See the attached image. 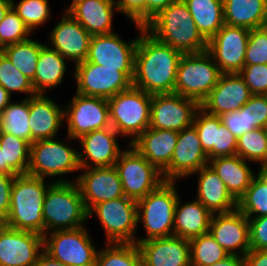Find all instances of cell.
<instances>
[{
	"label": "cell",
	"mask_w": 267,
	"mask_h": 266,
	"mask_svg": "<svg viewBox=\"0 0 267 266\" xmlns=\"http://www.w3.org/2000/svg\"><path fill=\"white\" fill-rule=\"evenodd\" d=\"M135 53L133 87L149 94L174 93L176 74L183 55L157 40L143 26Z\"/></svg>",
	"instance_id": "cell-1"
},
{
	"label": "cell",
	"mask_w": 267,
	"mask_h": 266,
	"mask_svg": "<svg viewBox=\"0 0 267 266\" xmlns=\"http://www.w3.org/2000/svg\"><path fill=\"white\" fill-rule=\"evenodd\" d=\"M145 29L160 42L183 54L203 52L208 47V41L199 32L183 0L164 8Z\"/></svg>",
	"instance_id": "cell-2"
},
{
	"label": "cell",
	"mask_w": 267,
	"mask_h": 266,
	"mask_svg": "<svg viewBox=\"0 0 267 266\" xmlns=\"http://www.w3.org/2000/svg\"><path fill=\"white\" fill-rule=\"evenodd\" d=\"M44 180L29 174L15 176L9 214L4 220V225L44 235V198L48 188L53 184L46 186Z\"/></svg>",
	"instance_id": "cell-3"
},
{
	"label": "cell",
	"mask_w": 267,
	"mask_h": 266,
	"mask_svg": "<svg viewBox=\"0 0 267 266\" xmlns=\"http://www.w3.org/2000/svg\"><path fill=\"white\" fill-rule=\"evenodd\" d=\"M48 188L42 210L44 235L83 227L88 212L76 182L56 180ZM75 183V184H74ZM48 230V231H47Z\"/></svg>",
	"instance_id": "cell-4"
},
{
	"label": "cell",
	"mask_w": 267,
	"mask_h": 266,
	"mask_svg": "<svg viewBox=\"0 0 267 266\" xmlns=\"http://www.w3.org/2000/svg\"><path fill=\"white\" fill-rule=\"evenodd\" d=\"M175 182L165 181L157 189L137 201V223L142 219L146 237L136 244L173 235L175 207L178 199Z\"/></svg>",
	"instance_id": "cell-5"
},
{
	"label": "cell",
	"mask_w": 267,
	"mask_h": 266,
	"mask_svg": "<svg viewBox=\"0 0 267 266\" xmlns=\"http://www.w3.org/2000/svg\"><path fill=\"white\" fill-rule=\"evenodd\" d=\"M107 100L111 127L133 143L150 125L152 94L132 86Z\"/></svg>",
	"instance_id": "cell-6"
},
{
	"label": "cell",
	"mask_w": 267,
	"mask_h": 266,
	"mask_svg": "<svg viewBox=\"0 0 267 266\" xmlns=\"http://www.w3.org/2000/svg\"><path fill=\"white\" fill-rule=\"evenodd\" d=\"M221 74L207 50L183 54L177 69L174 93L193 99L200 105L216 86Z\"/></svg>",
	"instance_id": "cell-7"
},
{
	"label": "cell",
	"mask_w": 267,
	"mask_h": 266,
	"mask_svg": "<svg viewBox=\"0 0 267 266\" xmlns=\"http://www.w3.org/2000/svg\"><path fill=\"white\" fill-rule=\"evenodd\" d=\"M115 162L126 197L138 201L165 182L162 172L132 146Z\"/></svg>",
	"instance_id": "cell-8"
},
{
	"label": "cell",
	"mask_w": 267,
	"mask_h": 266,
	"mask_svg": "<svg viewBox=\"0 0 267 266\" xmlns=\"http://www.w3.org/2000/svg\"><path fill=\"white\" fill-rule=\"evenodd\" d=\"M81 170L79 150L59 140L41 139L30 145V164L27 174L45 178Z\"/></svg>",
	"instance_id": "cell-9"
},
{
	"label": "cell",
	"mask_w": 267,
	"mask_h": 266,
	"mask_svg": "<svg viewBox=\"0 0 267 266\" xmlns=\"http://www.w3.org/2000/svg\"><path fill=\"white\" fill-rule=\"evenodd\" d=\"M94 214L105 230L106 243H136L137 201L126 196L103 201L88 211Z\"/></svg>",
	"instance_id": "cell-10"
},
{
	"label": "cell",
	"mask_w": 267,
	"mask_h": 266,
	"mask_svg": "<svg viewBox=\"0 0 267 266\" xmlns=\"http://www.w3.org/2000/svg\"><path fill=\"white\" fill-rule=\"evenodd\" d=\"M73 76L78 84L76 93L109 99L133 86L134 71H118L84 61L76 65Z\"/></svg>",
	"instance_id": "cell-11"
},
{
	"label": "cell",
	"mask_w": 267,
	"mask_h": 266,
	"mask_svg": "<svg viewBox=\"0 0 267 266\" xmlns=\"http://www.w3.org/2000/svg\"><path fill=\"white\" fill-rule=\"evenodd\" d=\"M48 234V235H47ZM43 235L44 251L68 266H95L98 251L84 227Z\"/></svg>",
	"instance_id": "cell-12"
},
{
	"label": "cell",
	"mask_w": 267,
	"mask_h": 266,
	"mask_svg": "<svg viewBox=\"0 0 267 266\" xmlns=\"http://www.w3.org/2000/svg\"><path fill=\"white\" fill-rule=\"evenodd\" d=\"M67 121V136L70 140L79 139L92 131L111 127L108 100L84 96L76 93L64 109Z\"/></svg>",
	"instance_id": "cell-13"
},
{
	"label": "cell",
	"mask_w": 267,
	"mask_h": 266,
	"mask_svg": "<svg viewBox=\"0 0 267 266\" xmlns=\"http://www.w3.org/2000/svg\"><path fill=\"white\" fill-rule=\"evenodd\" d=\"M250 29L223 27L208 41L207 51L222 74L239 73L245 65Z\"/></svg>",
	"instance_id": "cell-14"
},
{
	"label": "cell",
	"mask_w": 267,
	"mask_h": 266,
	"mask_svg": "<svg viewBox=\"0 0 267 266\" xmlns=\"http://www.w3.org/2000/svg\"><path fill=\"white\" fill-rule=\"evenodd\" d=\"M200 105L176 93L152 94L150 128L182 131L193 124Z\"/></svg>",
	"instance_id": "cell-15"
},
{
	"label": "cell",
	"mask_w": 267,
	"mask_h": 266,
	"mask_svg": "<svg viewBox=\"0 0 267 266\" xmlns=\"http://www.w3.org/2000/svg\"><path fill=\"white\" fill-rule=\"evenodd\" d=\"M43 250V235L0 227V266H33Z\"/></svg>",
	"instance_id": "cell-16"
},
{
	"label": "cell",
	"mask_w": 267,
	"mask_h": 266,
	"mask_svg": "<svg viewBox=\"0 0 267 266\" xmlns=\"http://www.w3.org/2000/svg\"><path fill=\"white\" fill-rule=\"evenodd\" d=\"M208 162L197 129L192 124L178 133L171 162L162 171V175L165 181L176 182L181 177L194 174Z\"/></svg>",
	"instance_id": "cell-17"
},
{
	"label": "cell",
	"mask_w": 267,
	"mask_h": 266,
	"mask_svg": "<svg viewBox=\"0 0 267 266\" xmlns=\"http://www.w3.org/2000/svg\"><path fill=\"white\" fill-rule=\"evenodd\" d=\"M139 37L125 42L115 32L92 35L85 61L118 71H134L136 46Z\"/></svg>",
	"instance_id": "cell-18"
},
{
	"label": "cell",
	"mask_w": 267,
	"mask_h": 266,
	"mask_svg": "<svg viewBox=\"0 0 267 266\" xmlns=\"http://www.w3.org/2000/svg\"><path fill=\"white\" fill-rule=\"evenodd\" d=\"M75 182L87 212L100 202L125 196L118 171L114 166L86 168Z\"/></svg>",
	"instance_id": "cell-19"
},
{
	"label": "cell",
	"mask_w": 267,
	"mask_h": 266,
	"mask_svg": "<svg viewBox=\"0 0 267 266\" xmlns=\"http://www.w3.org/2000/svg\"><path fill=\"white\" fill-rule=\"evenodd\" d=\"M252 95L239 73L221 74L218 83L200 104V108L210 115L221 116L239 110Z\"/></svg>",
	"instance_id": "cell-20"
},
{
	"label": "cell",
	"mask_w": 267,
	"mask_h": 266,
	"mask_svg": "<svg viewBox=\"0 0 267 266\" xmlns=\"http://www.w3.org/2000/svg\"><path fill=\"white\" fill-rule=\"evenodd\" d=\"M209 232L229 254L239 255L236 249H240L244 257L251 250L248 217L238 209L212 214Z\"/></svg>",
	"instance_id": "cell-21"
},
{
	"label": "cell",
	"mask_w": 267,
	"mask_h": 266,
	"mask_svg": "<svg viewBox=\"0 0 267 266\" xmlns=\"http://www.w3.org/2000/svg\"><path fill=\"white\" fill-rule=\"evenodd\" d=\"M193 125L209 160L237 155V138L225 127L219 116L210 115L199 108Z\"/></svg>",
	"instance_id": "cell-22"
},
{
	"label": "cell",
	"mask_w": 267,
	"mask_h": 266,
	"mask_svg": "<svg viewBox=\"0 0 267 266\" xmlns=\"http://www.w3.org/2000/svg\"><path fill=\"white\" fill-rule=\"evenodd\" d=\"M137 246L142 266H191L187 239L172 235L142 241Z\"/></svg>",
	"instance_id": "cell-23"
},
{
	"label": "cell",
	"mask_w": 267,
	"mask_h": 266,
	"mask_svg": "<svg viewBox=\"0 0 267 266\" xmlns=\"http://www.w3.org/2000/svg\"><path fill=\"white\" fill-rule=\"evenodd\" d=\"M49 38L52 49L77 65L86 60L92 35L65 11L61 21L51 30Z\"/></svg>",
	"instance_id": "cell-24"
},
{
	"label": "cell",
	"mask_w": 267,
	"mask_h": 266,
	"mask_svg": "<svg viewBox=\"0 0 267 266\" xmlns=\"http://www.w3.org/2000/svg\"><path fill=\"white\" fill-rule=\"evenodd\" d=\"M118 135L112 127H106L81 136L78 139L84 151L79 152L81 170L92 167V163L94 168L114 166L122 153L116 140Z\"/></svg>",
	"instance_id": "cell-25"
},
{
	"label": "cell",
	"mask_w": 267,
	"mask_h": 266,
	"mask_svg": "<svg viewBox=\"0 0 267 266\" xmlns=\"http://www.w3.org/2000/svg\"><path fill=\"white\" fill-rule=\"evenodd\" d=\"M46 96L43 93L29 96L31 144L36 140L54 138L64 119V108Z\"/></svg>",
	"instance_id": "cell-26"
},
{
	"label": "cell",
	"mask_w": 267,
	"mask_h": 266,
	"mask_svg": "<svg viewBox=\"0 0 267 266\" xmlns=\"http://www.w3.org/2000/svg\"><path fill=\"white\" fill-rule=\"evenodd\" d=\"M115 0H73L68 12L90 35L112 32Z\"/></svg>",
	"instance_id": "cell-27"
},
{
	"label": "cell",
	"mask_w": 267,
	"mask_h": 266,
	"mask_svg": "<svg viewBox=\"0 0 267 266\" xmlns=\"http://www.w3.org/2000/svg\"><path fill=\"white\" fill-rule=\"evenodd\" d=\"M177 131L148 127L133 143L145 159L161 172L170 164L178 138Z\"/></svg>",
	"instance_id": "cell-28"
},
{
	"label": "cell",
	"mask_w": 267,
	"mask_h": 266,
	"mask_svg": "<svg viewBox=\"0 0 267 266\" xmlns=\"http://www.w3.org/2000/svg\"><path fill=\"white\" fill-rule=\"evenodd\" d=\"M194 173H199L197 200L212 214L228 213L237 209V201L209 164Z\"/></svg>",
	"instance_id": "cell-29"
},
{
	"label": "cell",
	"mask_w": 267,
	"mask_h": 266,
	"mask_svg": "<svg viewBox=\"0 0 267 266\" xmlns=\"http://www.w3.org/2000/svg\"><path fill=\"white\" fill-rule=\"evenodd\" d=\"M208 164L236 201L245 193L255 176L246 160L238 155L217 157L209 160Z\"/></svg>",
	"instance_id": "cell-30"
},
{
	"label": "cell",
	"mask_w": 267,
	"mask_h": 266,
	"mask_svg": "<svg viewBox=\"0 0 267 266\" xmlns=\"http://www.w3.org/2000/svg\"><path fill=\"white\" fill-rule=\"evenodd\" d=\"M179 198L175 207L173 235L191 240L208 233L212 213L197 199L180 204Z\"/></svg>",
	"instance_id": "cell-31"
},
{
	"label": "cell",
	"mask_w": 267,
	"mask_h": 266,
	"mask_svg": "<svg viewBox=\"0 0 267 266\" xmlns=\"http://www.w3.org/2000/svg\"><path fill=\"white\" fill-rule=\"evenodd\" d=\"M223 9L226 25L246 29L265 25L267 0H223Z\"/></svg>",
	"instance_id": "cell-32"
},
{
	"label": "cell",
	"mask_w": 267,
	"mask_h": 266,
	"mask_svg": "<svg viewBox=\"0 0 267 266\" xmlns=\"http://www.w3.org/2000/svg\"><path fill=\"white\" fill-rule=\"evenodd\" d=\"M66 58L48 45H44L37 61V68L32 85L36 93H43L61 84L66 71Z\"/></svg>",
	"instance_id": "cell-33"
},
{
	"label": "cell",
	"mask_w": 267,
	"mask_h": 266,
	"mask_svg": "<svg viewBox=\"0 0 267 266\" xmlns=\"http://www.w3.org/2000/svg\"><path fill=\"white\" fill-rule=\"evenodd\" d=\"M199 32L209 41L225 24L223 0H183Z\"/></svg>",
	"instance_id": "cell-34"
},
{
	"label": "cell",
	"mask_w": 267,
	"mask_h": 266,
	"mask_svg": "<svg viewBox=\"0 0 267 266\" xmlns=\"http://www.w3.org/2000/svg\"><path fill=\"white\" fill-rule=\"evenodd\" d=\"M0 149L3 157V174H27L30 164V144L12 134H0Z\"/></svg>",
	"instance_id": "cell-35"
},
{
	"label": "cell",
	"mask_w": 267,
	"mask_h": 266,
	"mask_svg": "<svg viewBox=\"0 0 267 266\" xmlns=\"http://www.w3.org/2000/svg\"><path fill=\"white\" fill-rule=\"evenodd\" d=\"M0 131L19 137L31 145L29 96L20 103L10 102L0 112Z\"/></svg>",
	"instance_id": "cell-36"
},
{
	"label": "cell",
	"mask_w": 267,
	"mask_h": 266,
	"mask_svg": "<svg viewBox=\"0 0 267 266\" xmlns=\"http://www.w3.org/2000/svg\"><path fill=\"white\" fill-rule=\"evenodd\" d=\"M45 44L32 39L10 44L1 49L23 75L33 81L41 48Z\"/></svg>",
	"instance_id": "cell-37"
},
{
	"label": "cell",
	"mask_w": 267,
	"mask_h": 266,
	"mask_svg": "<svg viewBox=\"0 0 267 266\" xmlns=\"http://www.w3.org/2000/svg\"><path fill=\"white\" fill-rule=\"evenodd\" d=\"M237 209L248 218L267 215V176L260 170L257 177L254 176L248 189L237 201ZM253 214L256 216L251 217Z\"/></svg>",
	"instance_id": "cell-38"
},
{
	"label": "cell",
	"mask_w": 267,
	"mask_h": 266,
	"mask_svg": "<svg viewBox=\"0 0 267 266\" xmlns=\"http://www.w3.org/2000/svg\"><path fill=\"white\" fill-rule=\"evenodd\" d=\"M108 247L97 253L95 266H142L136 243H106Z\"/></svg>",
	"instance_id": "cell-39"
},
{
	"label": "cell",
	"mask_w": 267,
	"mask_h": 266,
	"mask_svg": "<svg viewBox=\"0 0 267 266\" xmlns=\"http://www.w3.org/2000/svg\"><path fill=\"white\" fill-rule=\"evenodd\" d=\"M189 243L191 266H209L229 255L210 232L192 238Z\"/></svg>",
	"instance_id": "cell-40"
},
{
	"label": "cell",
	"mask_w": 267,
	"mask_h": 266,
	"mask_svg": "<svg viewBox=\"0 0 267 266\" xmlns=\"http://www.w3.org/2000/svg\"><path fill=\"white\" fill-rule=\"evenodd\" d=\"M237 155L251 162H260L261 167L267 162L266 128H257L237 138Z\"/></svg>",
	"instance_id": "cell-41"
},
{
	"label": "cell",
	"mask_w": 267,
	"mask_h": 266,
	"mask_svg": "<svg viewBox=\"0 0 267 266\" xmlns=\"http://www.w3.org/2000/svg\"><path fill=\"white\" fill-rule=\"evenodd\" d=\"M0 85L11 95V92L37 94L32 81L23 75L0 50Z\"/></svg>",
	"instance_id": "cell-42"
},
{
	"label": "cell",
	"mask_w": 267,
	"mask_h": 266,
	"mask_svg": "<svg viewBox=\"0 0 267 266\" xmlns=\"http://www.w3.org/2000/svg\"><path fill=\"white\" fill-rule=\"evenodd\" d=\"M12 7L31 32L50 18L48 0H20L16 5L12 0Z\"/></svg>",
	"instance_id": "cell-43"
},
{
	"label": "cell",
	"mask_w": 267,
	"mask_h": 266,
	"mask_svg": "<svg viewBox=\"0 0 267 266\" xmlns=\"http://www.w3.org/2000/svg\"><path fill=\"white\" fill-rule=\"evenodd\" d=\"M32 32L11 7L0 22V50L10 44L25 41Z\"/></svg>",
	"instance_id": "cell-44"
},
{
	"label": "cell",
	"mask_w": 267,
	"mask_h": 266,
	"mask_svg": "<svg viewBox=\"0 0 267 266\" xmlns=\"http://www.w3.org/2000/svg\"><path fill=\"white\" fill-rule=\"evenodd\" d=\"M267 64V28L250 29L245 65Z\"/></svg>",
	"instance_id": "cell-45"
},
{
	"label": "cell",
	"mask_w": 267,
	"mask_h": 266,
	"mask_svg": "<svg viewBox=\"0 0 267 266\" xmlns=\"http://www.w3.org/2000/svg\"><path fill=\"white\" fill-rule=\"evenodd\" d=\"M239 75L252 94L267 95V64L244 65Z\"/></svg>",
	"instance_id": "cell-46"
},
{
	"label": "cell",
	"mask_w": 267,
	"mask_h": 266,
	"mask_svg": "<svg viewBox=\"0 0 267 266\" xmlns=\"http://www.w3.org/2000/svg\"><path fill=\"white\" fill-rule=\"evenodd\" d=\"M249 131L267 128V95L253 94L248 100Z\"/></svg>",
	"instance_id": "cell-47"
},
{
	"label": "cell",
	"mask_w": 267,
	"mask_h": 266,
	"mask_svg": "<svg viewBox=\"0 0 267 266\" xmlns=\"http://www.w3.org/2000/svg\"><path fill=\"white\" fill-rule=\"evenodd\" d=\"M219 117L225 127L236 138H239L246 132H249L248 102L239 110L225 113Z\"/></svg>",
	"instance_id": "cell-48"
},
{
	"label": "cell",
	"mask_w": 267,
	"mask_h": 266,
	"mask_svg": "<svg viewBox=\"0 0 267 266\" xmlns=\"http://www.w3.org/2000/svg\"><path fill=\"white\" fill-rule=\"evenodd\" d=\"M117 10L129 17L136 25L146 26V0H117L114 1Z\"/></svg>",
	"instance_id": "cell-49"
},
{
	"label": "cell",
	"mask_w": 267,
	"mask_h": 266,
	"mask_svg": "<svg viewBox=\"0 0 267 266\" xmlns=\"http://www.w3.org/2000/svg\"><path fill=\"white\" fill-rule=\"evenodd\" d=\"M250 233V248L267 250V215L248 218Z\"/></svg>",
	"instance_id": "cell-50"
},
{
	"label": "cell",
	"mask_w": 267,
	"mask_h": 266,
	"mask_svg": "<svg viewBox=\"0 0 267 266\" xmlns=\"http://www.w3.org/2000/svg\"><path fill=\"white\" fill-rule=\"evenodd\" d=\"M14 178L15 175L0 174V217L3 220L9 214Z\"/></svg>",
	"instance_id": "cell-51"
},
{
	"label": "cell",
	"mask_w": 267,
	"mask_h": 266,
	"mask_svg": "<svg viewBox=\"0 0 267 266\" xmlns=\"http://www.w3.org/2000/svg\"><path fill=\"white\" fill-rule=\"evenodd\" d=\"M175 1L177 0H146V25Z\"/></svg>",
	"instance_id": "cell-52"
},
{
	"label": "cell",
	"mask_w": 267,
	"mask_h": 266,
	"mask_svg": "<svg viewBox=\"0 0 267 266\" xmlns=\"http://www.w3.org/2000/svg\"><path fill=\"white\" fill-rule=\"evenodd\" d=\"M245 266H267V250L251 249L244 256Z\"/></svg>",
	"instance_id": "cell-53"
},
{
	"label": "cell",
	"mask_w": 267,
	"mask_h": 266,
	"mask_svg": "<svg viewBox=\"0 0 267 266\" xmlns=\"http://www.w3.org/2000/svg\"><path fill=\"white\" fill-rule=\"evenodd\" d=\"M209 266H245V260L241 255L229 254L224 259Z\"/></svg>",
	"instance_id": "cell-54"
},
{
	"label": "cell",
	"mask_w": 267,
	"mask_h": 266,
	"mask_svg": "<svg viewBox=\"0 0 267 266\" xmlns=\"http://www.w3.org/2000/svg\"><path fill=\"white\" fill-rule=\"evenodd\" d=\"M33 266H68L58 260L53 259L44 250L38 257L37 262Z\"/></svg>",
	"instance_id": "cell-55"
},
{
	"label": "cell",
	"mask_w": 267,
	"mask_h": 266,
	"mask_svg": "<svg viewBox=\"0 0 267 266\" xmlns=\"http://www.w3.org/2000/svg\"><path fill=\"white\" fill-rule=\"evenodd\" d=\"M11 96L1 85H0V112L11 102Z\"/></svg>",
	"instance_id": "cell-56"
},
{
	"label": "cell",
	"mask_w": 267,
	"mask_h": 266,
	"mask_svg": "<svg viewBox=\"0 0 267 266\" xmlns=\"http://www.w3.org/2000/svg\"><path fill=\"white\" fill-rule=\"evenodd\" d=\"M12 7V0H0V22L5 17L7 11Z\"/></svg>",
	"instance_id": "cell-57"
},
{
	"label": "cell",
	"mask_w": 267,
	"mask_h": 266,
	"mask_svg": "<svg viewBox=\"0 0 267 266\" xmlns=\"http://www.w3.org/2000/svg\"><path fill=\"white\" fill-rule=\"evenodd\" d=\"M0 174H3V157L1 149H0Z\"/></svg>",
	"instance_id": "cell-58"
},
{
	"label": "cell",
	"mask_w": 267,
	"mask_h": 266,
	"mask_svg": "<svg viewBox=\"0 0 267 266\" xmlns=\"http://www.w3.org/2000/svg\"><path fill=\"white\" fill-rule=\"evenodd\" d=\"M259 170L267 176V162Z\"/></svg>",
	"instance_id": "cell-59"
},
{
	"label": "cell",
	"mask_w": 267,
	"mask_h": 266,
	"mask_svg": "<svg viewBox=\"0 0 267 266\" xmlns=\"http://www.w3.org/2000/svg\"><path fill=\"white\" fill-rule=\"evenodd\" d=\"M4 224V220L0 217V227Z\"/></svg>",
	"instance_id": "cell-60"
},
{
	"label": "cell",
	"mask_w": 267,
	"mask_h": 266,
	"mask_svg": "<svg viewBox=\"0 0 267 266\" xmlns=\"http://www.w3.org/2000/svg\"><path fill=\"white\" fill-rule=\"evenodd\" d=\"M264 26L267 28V16H266V21H265V25Z\"/></svg>",
	"instance_id": "cell-61"
}]
</instances>
